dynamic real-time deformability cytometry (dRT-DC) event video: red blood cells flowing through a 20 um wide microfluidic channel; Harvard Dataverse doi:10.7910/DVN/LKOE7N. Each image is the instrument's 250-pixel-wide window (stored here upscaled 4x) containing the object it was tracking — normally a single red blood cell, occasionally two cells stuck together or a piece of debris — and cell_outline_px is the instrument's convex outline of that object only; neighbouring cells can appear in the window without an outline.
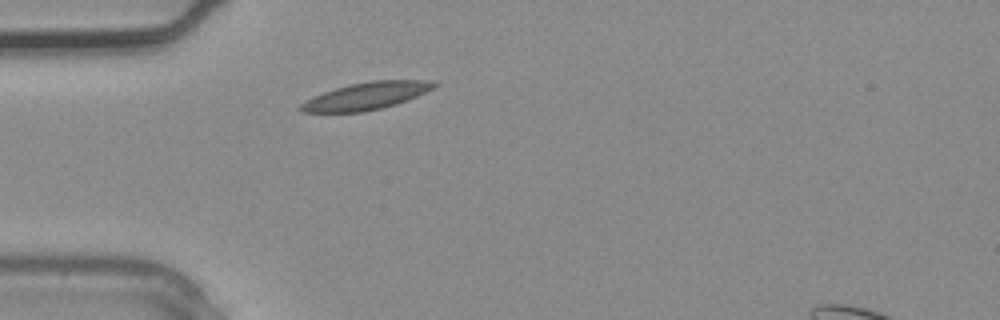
{"species": "common noctule bat (a hibernating species)", "species_latin": "Nyctalus noctula", "temperature_condition": "warm", "stored_images_in_passage": 3, "segment_of_instrument_passage": [1, 2], "camera_frame_rate_fps": 3000, "um_per_image_px": 0.085, "animal": {"sex": "male", "body_mass_g": 20.4}, "frame": {"image": 1, "passage_image": 2, "time_ms": 0.333, "image_size_px": [1000, 320], "cell_outline_px": [[440, 84], [436, 88], [408, 100], [384, 108], [364, 112], [300, 112], [296, 108], [304, 100], [324, 92], [336, 88], [368, 80], [432, 80]], "centroid_in_image_um": [31.17, 8.16], "position_along_channel_um": 53.8, "area_um2": 21.56}}